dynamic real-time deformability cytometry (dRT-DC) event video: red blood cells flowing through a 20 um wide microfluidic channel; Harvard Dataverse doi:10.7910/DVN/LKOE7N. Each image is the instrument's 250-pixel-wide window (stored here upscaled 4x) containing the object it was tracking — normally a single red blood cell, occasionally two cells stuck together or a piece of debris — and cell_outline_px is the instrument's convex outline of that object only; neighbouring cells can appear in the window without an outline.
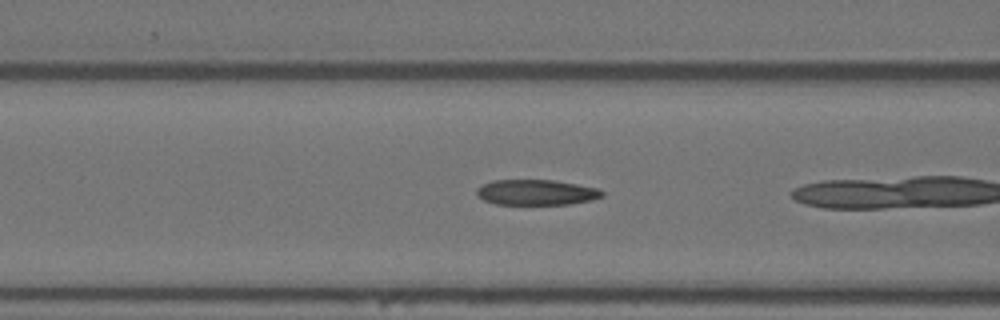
{"species": "Egyptian fruit bat (a non-hibernating species)", "species_latin": "Rousettus aegyptiacus", "temperature_condition": "warm", "stored_images_in_passage": 7, "camera_frame_rate_fps": 3000, "um_per_image_px": 0.085, "animal": {"sex": "female"}, "frame": {"image": 1, "passage_image": 5, "time_ms": 1.333, "image_size_px": [1000, 320], "cell_outline_px": [[604, 196], [588, 200], [568, 204], [496, 204], [484, 200], [476, 196], [476, 188], [480, 184], [492, 180], [556, 180], [596, 188], [604, 192]], "centroid_in_image_um": [45.51, 16.34], "position_along_channel_um": 121.1, "area_um2": 18.61}}